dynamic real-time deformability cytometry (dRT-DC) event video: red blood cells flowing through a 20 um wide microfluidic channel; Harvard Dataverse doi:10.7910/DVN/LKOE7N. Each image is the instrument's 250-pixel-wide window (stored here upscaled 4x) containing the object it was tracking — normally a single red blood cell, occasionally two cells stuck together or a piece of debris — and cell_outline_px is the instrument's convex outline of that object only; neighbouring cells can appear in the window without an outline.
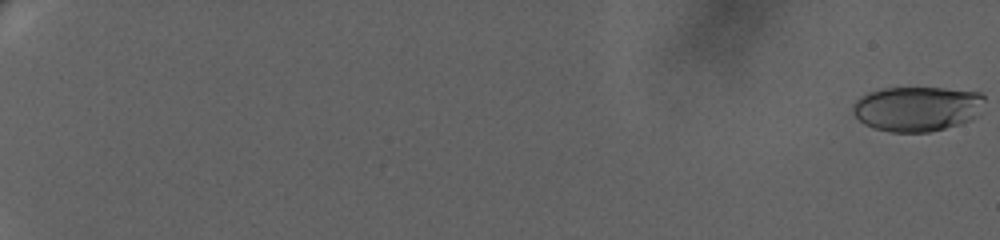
{"species": "human", "species_latin": "Homo sapiens", "temperature_condition": "warm", "stored_images_in_passage": 32, "camera_frame_rate_fps": 3000, "um_per_image_px": 0.085, "donor": {"sex": "female"}, "frame": {"image": 1, "passage_image": 1, "time_ms": 0.0, "image_size_px": [1000, 240], "cell_outline_px": [[984, 100], [972, 116], [968, 120], [960, 124], [928, 132], [888, 132], [864, 124], [852, 112], [852, 104], [860, 96], [868, 92], [884, 88], [944, 88], [980, 92], [984, 96]], "centroid_in_image_um": [77.88, 9.23], "position_along_channel_um": 7.1, "area_um2": 34.1}}
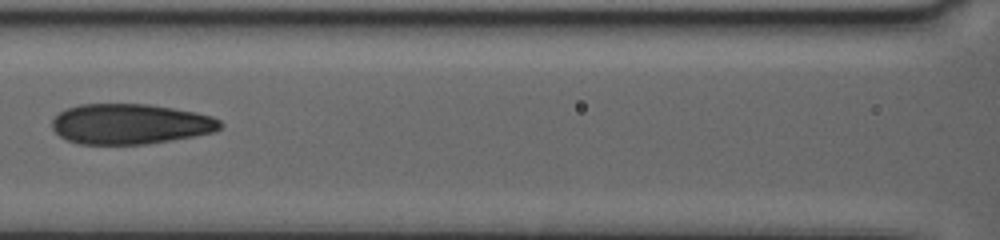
{"frame": {"image": 2, "passage_image": 18, "time_ms": 12.333, "image_size_px": [1000, 240], "cell_outline_px": [[224, 124], [220, 128], [212, 132], [192, 136], [144, 144], [76, 144], [60, 136], [52, 128], [52, 120], [60, 112], [68, 108], [80, 104], [148, 104], [196, 112], [212, 116], [220, 120]], "centroid_in_image_um": [11.06, 10.53], "position_along_channel_um": 155.5, "area_um2": 39.3}}
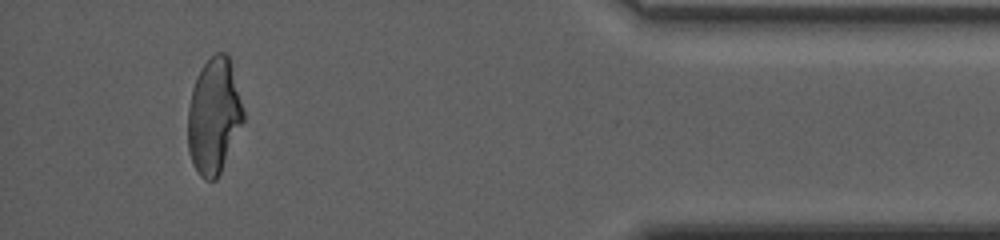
{"frame": {"image": 3, "passage_image": 31, "time_ms": 21.333, "image_size_px": [1000, 240], "cell_outline_px": [[244, 120], [220, 172], [216, 180], [204, 180], [200, 176], [188, 152], [188, 108], [192, 88], [196, 76], [200, 68], [216, 52], [224, 52], [228, 56], [244, 112]], "centroid_in_image_um": [18.16, 9.87], "position_along_channel_um": 417.0, "area_um2": 36.88}, "authors_computed_cell_mechanics": {"area_um2": 37.7723, "velocity_mm_per_s": 3.3419, "shape_relaxation_time_tau1_ms": 9.2218, "shape_relaxation_time_tau2_ms": 1.2189, "deformation_change_tau1": 0.2621, "deformation_change_tau2": 0.0839}}